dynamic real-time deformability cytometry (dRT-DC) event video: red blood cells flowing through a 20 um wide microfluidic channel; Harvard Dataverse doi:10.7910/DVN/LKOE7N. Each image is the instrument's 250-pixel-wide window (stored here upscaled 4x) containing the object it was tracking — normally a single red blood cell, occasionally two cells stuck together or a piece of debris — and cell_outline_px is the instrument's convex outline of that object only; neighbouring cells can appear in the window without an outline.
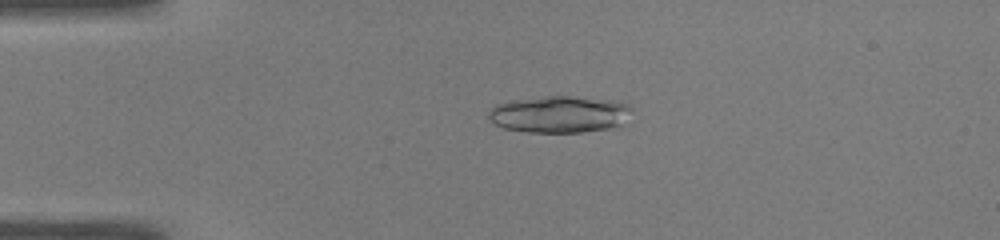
{"species": "common noctule bat (a hibernating species)", "species_latin": "Nyctalus noctula", "temperature_condition": "warm", "stored_images_in_passage": 44, "camera_frame_rate_fps": 3000, "um_per_image_px": 0.085, "animal": {"sex": "male", "body_mass_g": 19.0, "forearm_length_mm": 50.8}, "frame": {"image": 1, "passage_image": 6, "time_ms": 1.667, "image_size_px": [1000, 240], "cell_outline_px": [[632, 108], [620, 124], [608, 128], [580, 132], [528, 132], [504, 128], [488, 120], [488, 112], [496, 104], [512, 100], [548, 96], [568, 96], [612, 100], [628, 104]], "centroid_in_image_um": [47.49, 9.71], "position_along_channel_um": 37.5, "area_um2": 30.35}}
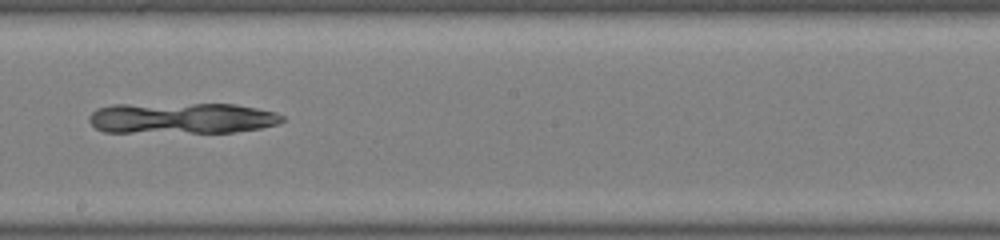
{"frame": {"image": 2, "passage_image": 23, "time_ms": 7.333, "image_size_px": [1000, 240], "cell_outline_px": [[284, 120], [276, 124], [260, 128], [232, 132], [104, 132], [96, 128], [88, 120], [88, 116], [96, 108], [112, 104], [236, 104], [276, 112], [284, 116]], "centroid_in_image_um": [15.41, 10.03], "position_along_channel_um": 232.8, "area_um2": 34.97}}
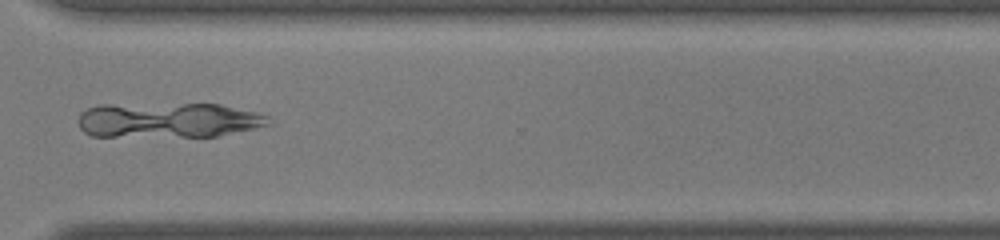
{"frame": {"image": 3, "passage_image": 32, "time_ms": 10.333, "image_size_px": [1000, 240], "cell_outline_px": [[272, 124], [256, 128], [216, 136], [92, 136], [84, 132], [80, 128], [76, 120], [80, 112], [88, 108], [100, 104], [220, 104], [268, 116]], "centroid_in_image_um": [14.24, 10.21], "position_along_channel_um": 356.4, "area_um2": 38.96}}